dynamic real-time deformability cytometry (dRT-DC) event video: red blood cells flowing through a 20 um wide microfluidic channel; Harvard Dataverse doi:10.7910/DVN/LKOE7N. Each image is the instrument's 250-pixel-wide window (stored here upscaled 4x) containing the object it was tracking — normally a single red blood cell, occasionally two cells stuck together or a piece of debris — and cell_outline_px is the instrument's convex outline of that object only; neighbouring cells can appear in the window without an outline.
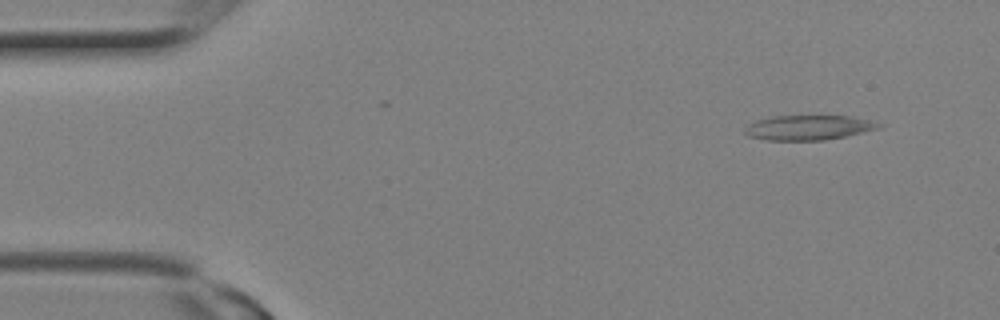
{"species": "Egyptian fruit bat (a non-hibernating species)", "species_latin": "Rousettus aegyptiacus", "temperature_condition": "room temperature", "stored_images_in_passage": 7, "camera_frame_rate_fps": 3000, "um_per_image_px": 0.085, "animal": {"sex": "female"}, "frame": {"image": 1, "passage_image": 2, "time_ms": 0.333, "image_size_px": [1000, 320], "cell_outline_px": [[884, 124], [880, 128], [844, 136], [824, 140], [764, 140], [748, 136], [744, 132], [744, 128], [748, 124], [756, 120], [768, 116], [848, 116], [868, 120]], "centroid_in_image_um": [68.66, 10.84], "position_along_channel_um": 16.3, "area_um2": 19.31}}
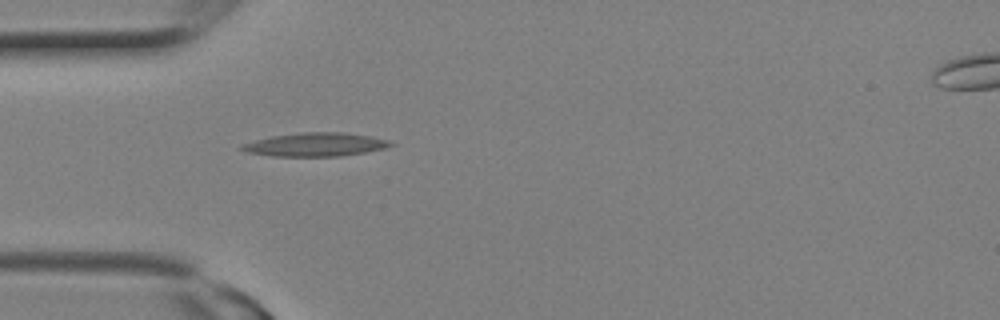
{"frame": {"image": 2, "passage_image": 7, "time_ms": 2.0, "image_size_px": [1000, 320], "cell_outline_px": [[396, 144], [384, 148], [364, 152], [340, 156], [272, 156], [248, 152], [240, 148], [240, 144], [272, 136], [304, 132], [344, 132], [372, 136], [388, 140]], "centroid_in_image_um": [26.83, 12.28], "position_along_channel_um": 58.2, "area_um2": 20.29}}